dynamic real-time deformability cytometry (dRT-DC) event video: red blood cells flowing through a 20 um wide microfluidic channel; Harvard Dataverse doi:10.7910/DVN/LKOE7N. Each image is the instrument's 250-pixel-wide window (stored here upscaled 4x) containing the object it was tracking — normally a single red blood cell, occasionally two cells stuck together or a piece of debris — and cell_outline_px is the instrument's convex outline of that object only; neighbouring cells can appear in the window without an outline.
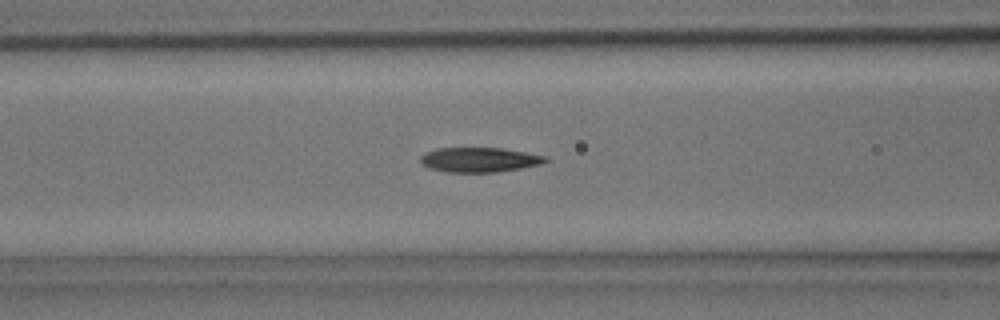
{"species": "common noctule bat (a hibernating species)", "species_latin": "Nyctalus noctula", "temperature_condition": "room temperature", "stored_images_in_passage": 27, "camera_frame_rate_fps": 3000, "um_per_image_px": 0.085, "animal": {"sex": "male", "body_mass_g": 15.6}, "frame": {"image": 1, "passage_image": 8, "time_ms": 2.333, "image_size_px": [1000, 320], "cell_outline_px": [[548, 160], [540, 164], [520, 168], [496, 172], [444, 172], [428, 168], [420, 160], [420, 156], [424, 152], [436, 148], [500, 148], [548, 156]], "centroid_in_image_um": [40.71, 13.58], "position_along_channel_um": 125.9, "area_um2": 17.98}}